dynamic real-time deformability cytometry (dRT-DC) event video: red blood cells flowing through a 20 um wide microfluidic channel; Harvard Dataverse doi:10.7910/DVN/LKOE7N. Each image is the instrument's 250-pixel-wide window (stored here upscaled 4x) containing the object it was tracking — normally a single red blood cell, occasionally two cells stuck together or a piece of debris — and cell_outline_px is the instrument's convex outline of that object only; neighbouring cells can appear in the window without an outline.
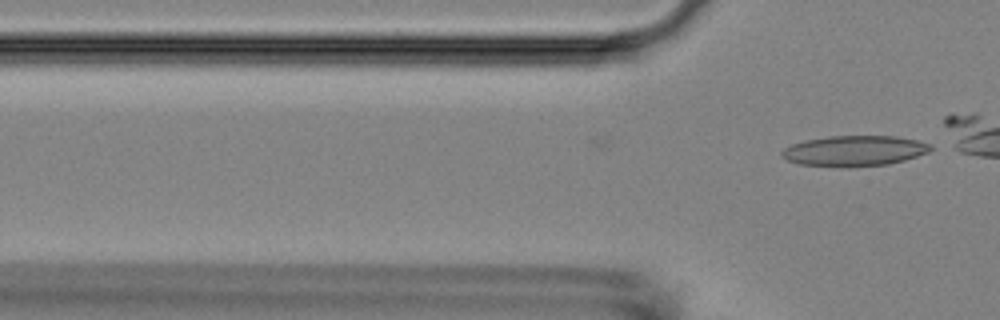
{"species": "Egyptian fruit bat (a non-hibernating species)", "species_latin": "Rousettus aegyptiacus", "temperature_condition": "room temperature", "stored_images_in_passage": 8, "camera_frame_rate_fps": 3000, "um_per_image_px": 0.085, "animal": {"sex": "female"}, "frame": {"image": 1, "passage_image": 8, "time_ms": 2.333, "image_size_px": [1000, 320], "cell_outline_px": [[932, 148], [928, 152], [904, 160], [888, 164], [848, 168], [840, 168], [800, 164], [788, 160], [780, 156], [780, 152], [784, 148], [792, 144], [808, 140], [832, 136], [896, 136], [916, 140], [932, 144]], "centroid_in_image_um": [72.61, 12.84], "position_along_channel_um": 53.2, "area_um2": 26.59}}